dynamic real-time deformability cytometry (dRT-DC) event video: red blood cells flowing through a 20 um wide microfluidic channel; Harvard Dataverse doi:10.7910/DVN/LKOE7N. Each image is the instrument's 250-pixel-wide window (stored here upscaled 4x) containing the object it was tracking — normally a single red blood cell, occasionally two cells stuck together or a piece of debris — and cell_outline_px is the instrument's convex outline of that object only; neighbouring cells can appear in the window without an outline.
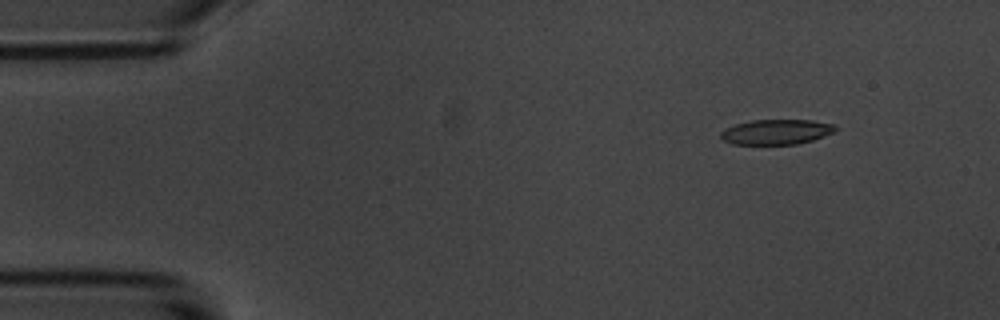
{"species": "common noctule bat (a hibernating species)", "species_latin": "Nyctalus noctula", "temperature_condition": "room temperature", "stored_images_in_passage": 12, "camera_frame_rate_fps": 3000, "um_per_image_px": 0.085, "animal": {"sex": "male", "body_mass_g": 20.1, "forearm_length_mm": 53.5}, "frame": {"image": 1, "passage_image": 6, "time_ms": 1.667, "image_size_px": [1000, 320], "cell_outline_px": [[836, 128], [832, 132], [824, 136], [812, 140], [796, 144], [732, 144], [724, 140], [720, 136], [720, 132], [724, 128], [736, 124], [752, 120], [812, 120], [836, 124]], "centroid_in_image_um": [65.97, 11.2], "position_along_channel_um": 19.0, "area_um2": 16.7}}